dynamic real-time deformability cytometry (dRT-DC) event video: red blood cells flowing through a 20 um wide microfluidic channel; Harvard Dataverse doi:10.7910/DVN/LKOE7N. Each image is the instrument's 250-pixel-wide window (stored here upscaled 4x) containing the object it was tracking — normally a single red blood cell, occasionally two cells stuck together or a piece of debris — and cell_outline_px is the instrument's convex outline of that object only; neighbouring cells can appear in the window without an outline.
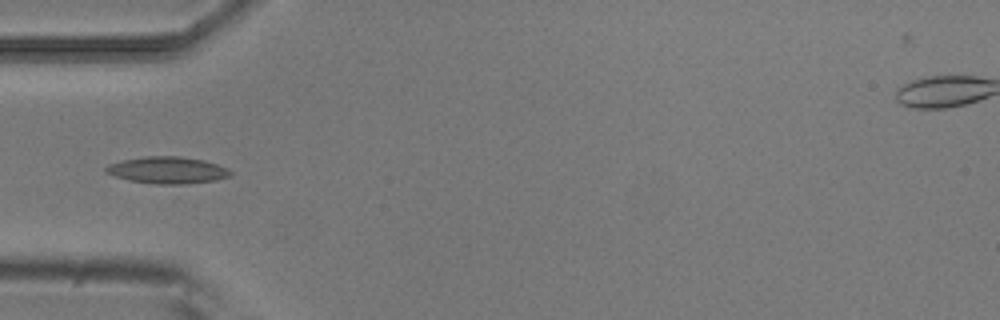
{"species": "common noctule bat (a hibernating species)", "species_latin": "Nyctalus noctula", "temperature_condition": "room temperature", "stored_images_in_passage": 7, "camera_frame_rate_fps": 3000, "um_per_image_px": 0.085, "animal": {"sex": "male", "body_mass_g": 20.5, "forearm_length_mm": 52.5}, "frame": {"image": 1, "passage_image": 3, "time_ms": 0.667, "image_size_px": [1000, 320], "cell_outline_px": [[232, 176], [216, 180], [184, 184], [156, 184], [128, 180], [104, 172], [104, 168], [108, 164], [124, 160], [144, 156], [180, 156], [204, 160], [228, 168], [232, 172]], "centroid_in_image_um": [14.24, 14.46], "position_along_channel_um": 70.8, "area_um2": 19.54}}
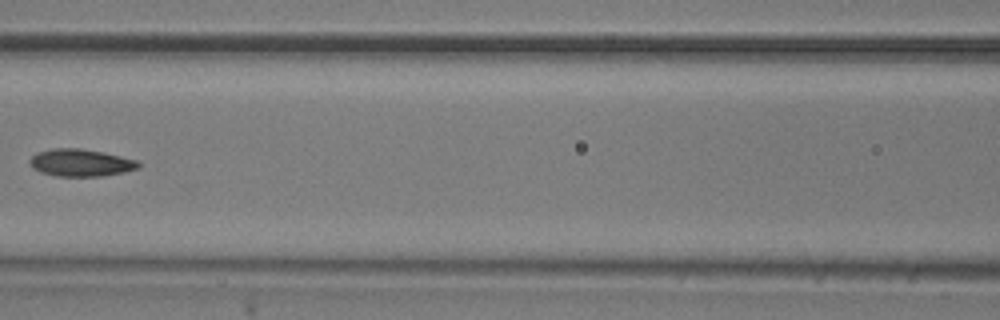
{"frame": {"image": 2, "passage_image": 5, "time_ms": 1.333, "image_size_px": [1000, 320], "cell_outline_px": [[140, 168], [124, 172], [104, 176], [56, 176], [40, 172], [32, 168], [28, 160], [36, 152], [56, 148], [80, 148], [120, 156], [136, 160], [140, 164]], "centroid_in_image_um": [6.83, 13.84], "position_along_channel_um": 159.8, "area_um2": 17.28}}
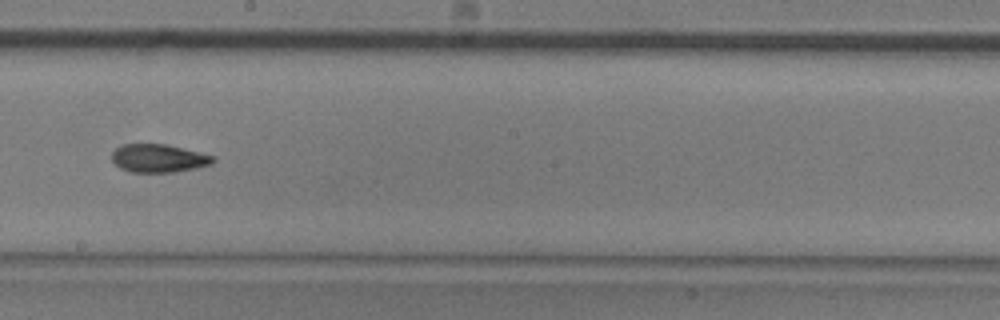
{"frame": {"image": 3, "passage_image": 7, "time_ms": 2.0, "image_size_px": [1000, 320], "cell_outline_px": [[216, 160], [212, 164], [196, 168], [172, 172], [128, 172], [120, 168], [112, 160], [112, 152], [116, 148], [124, 144], [164, 144], [216, 156]], "centroid_in_image_um": [13.49, 13.46], "position_along_channel_um": 234.7, "area_um2": 16.59}}